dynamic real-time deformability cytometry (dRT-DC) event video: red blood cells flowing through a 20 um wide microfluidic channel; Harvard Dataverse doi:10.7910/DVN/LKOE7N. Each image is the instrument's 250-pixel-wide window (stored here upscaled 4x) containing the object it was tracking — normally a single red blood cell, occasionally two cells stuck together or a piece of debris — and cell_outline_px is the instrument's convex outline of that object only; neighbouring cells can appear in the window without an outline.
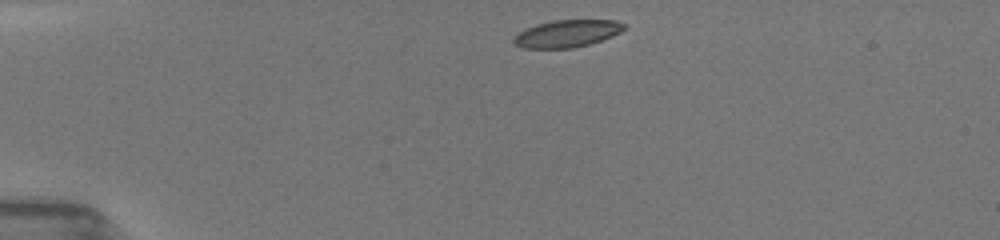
{"species": "common noctule bat (a hibernating species)", "species_latin": "Nyctalus noctula", "temperature_condition": "room temperature", "stored_images_in_passage": 18, "camera_frame_rate_fps": 3000, "um_per_image_px": 0.085, "animal": {"sex": "female", "body_mass_g": 19.5, "forearm_length_mm": 54.1}, "frame": {"image": 1, "passage_image": 1, "time_ms": 0.0, "image_size_px": [1000, 240], "cell_outline_px": [[624, 28], [620, 32], [612, 36], [588, 44], [572, 48], [520, 48], [512, 40], [512, 36], [524, 28], [536, 24], [552, 20], [616, 20], [624, 24]], "centroid_in_image_um": [48.12, 2.85], "position_along_channel_um": 36.9, "area_um2": 17.57}}
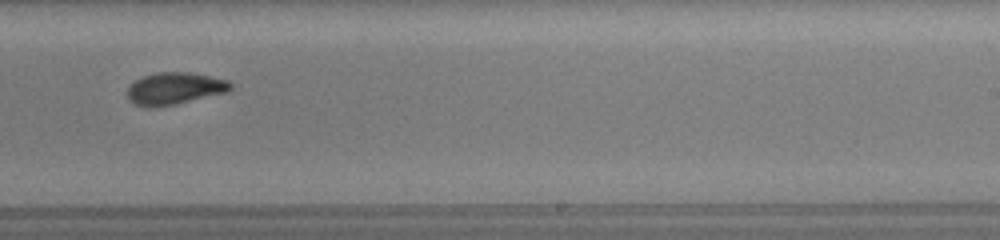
{"frame": {"image": 2, "passage_image": 11, "time_ms": 7.333, "image_size_px": [1000, 240], "cell_outline_px": [[232, 88], [228, 92], [176, 104], [136, 104], [128, 100], [128, 88], [136, 80], [144, 76], [156, 72], [188, 72], [228, 80], [232, 84]], "centroid_in_image_um": [14.91, 7.48], "position_along_channel_um": 274.1, "area_um2": 18.61}}
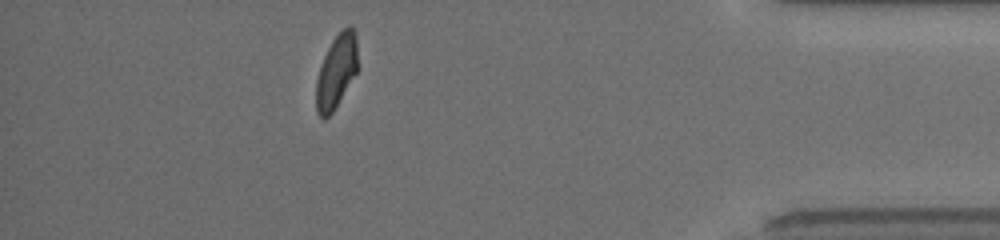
{"frame": {"image": 3, "passage_image": 16, "time_ms": 11.667, "image_size_px": [1000, 240], "cell_outline_px": [[356, 72], [332, 112], [324, 120], [316, 112], [316, 80], [324, 56], [332, 40], [348, 24], [356, 32]], "centroid_in_image_um": [28.56, 6.07], "position_along_channel_um": 406.6, "area_um2": 17.34}, "authors_computed_cell_mechanics": {"area_um2": 18.7272, "velocity_mm_per_s": 3.9663, "shape_relaxation_time_tau1_ms": 5.0053, "shape_relaxation_time_tau2_ms": 2.3512, "deformation_change_tau1": 0.1222, "deformation_change_tau2": 0.0599}}